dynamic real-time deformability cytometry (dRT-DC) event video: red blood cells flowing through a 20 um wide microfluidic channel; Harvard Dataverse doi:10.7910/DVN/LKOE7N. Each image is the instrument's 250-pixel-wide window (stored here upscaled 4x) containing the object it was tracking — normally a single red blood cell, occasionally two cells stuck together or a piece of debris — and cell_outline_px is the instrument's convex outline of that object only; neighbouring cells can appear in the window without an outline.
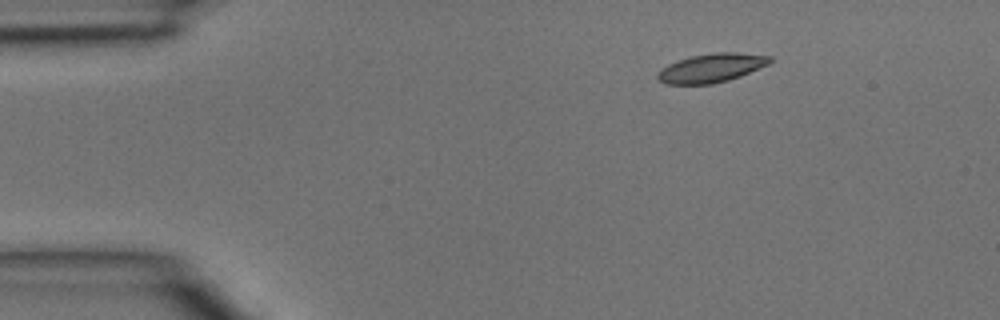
{"species": "common noctule bat (a hibernating species)", "species_latin": "Nyctalus noctula", "temperature_condition": "room temperature", "stored_images_in_passage": 5, "camera_frame_rate_fps": 3000, "um_per_image_px": 0.085, "animal": {"sex": "male", "body_mass_g": 15.6}, "frame": {"image": 1, "passage_image": 2, "time_ms": 0.333, "image_size_px": [1000, 320], "cell_outline_px": [[772, 60], [768, 64], [740, 76], [728, 80], [712, 84], [664, 84], [656, 76], [668, 64], [692, 56], [716, 52], [736, 52], [772, 56]], "centroid_in_image_um": [60.5, 5.77], "position_along_channel_um": 24.5, "area_um2": 18.55}}
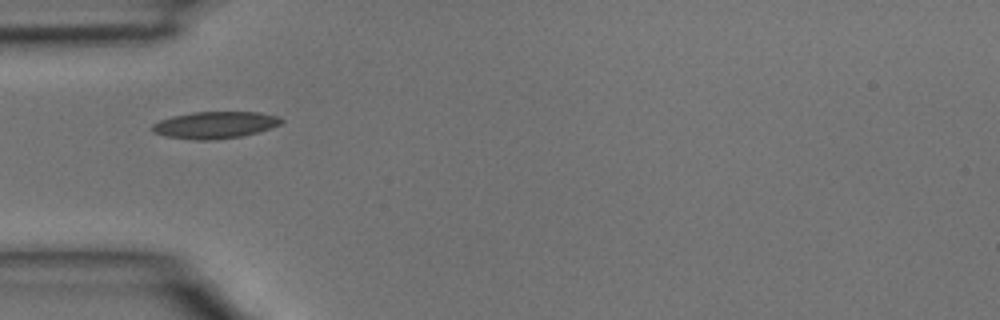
{"frame": {"image": 2, "passage_image": 4, "time_ms": 1.0, "image_size_px": [1000, 320], "cell_outline_px": [[284, 120], [280, 124], [272, 128], [240, 136], [216, 140], [196, 140], [164, 136], [152, 132], [152, 124], [160, 120], [172, 116], [192, 112], [260, 112], [280, 116]], "centroid_in_image_um": [18.27, 10.62], "position_along_channel_um": 66.7, "area_um2": 20.35}}
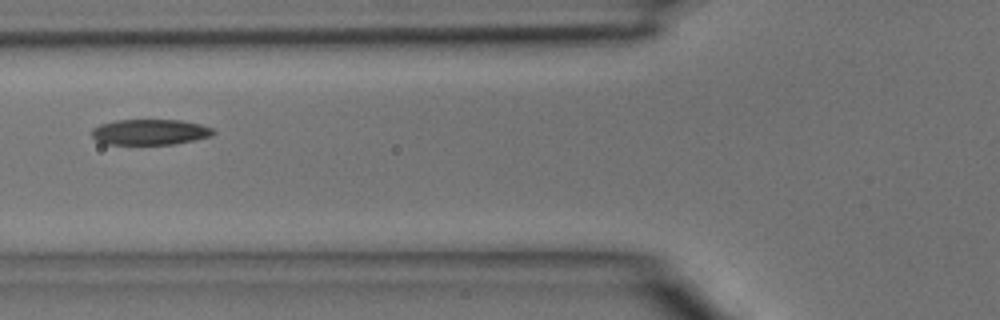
{"frame": {"image": 3, "passage_image": 5, "time_ms": 1.333, "image_size_px": [1000, 320], "cell_outline_px": [[216, 132], [212, 136], [172, 144], [108, 144], [96, 140], [92, 136], [92, 128], [100, 124], [116, 120], [180, 120], [200, 124], [212, 128]], "centroid_in_image_um": [12.74, 11.22], "position_along_channel_um": 113.1, "area_um2": 18.03}}